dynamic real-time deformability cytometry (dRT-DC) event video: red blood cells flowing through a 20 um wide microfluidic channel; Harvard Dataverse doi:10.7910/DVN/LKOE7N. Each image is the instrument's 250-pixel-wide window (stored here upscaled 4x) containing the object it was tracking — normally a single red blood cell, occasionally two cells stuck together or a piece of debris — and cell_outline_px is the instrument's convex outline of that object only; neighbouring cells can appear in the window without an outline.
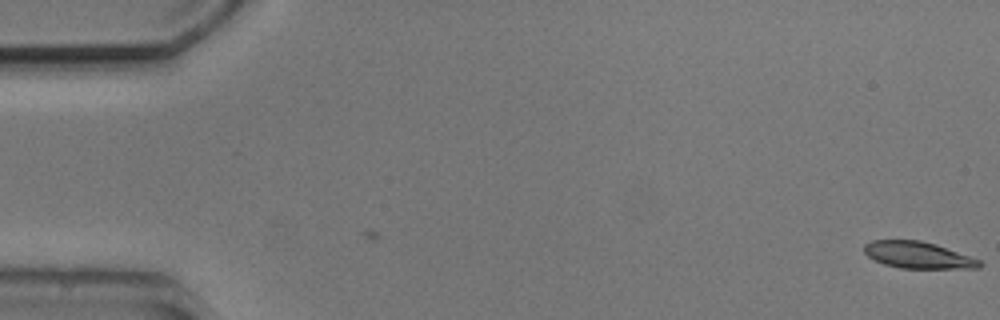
{"species": "common noctule bat (a hibernating species)", "species_latin": "Nyctalus noctula", "temperature_condition": "cold", "stored_images_in_passage": 2, "camera_frame_rate_fps": 3000, "um_per_image_px": 0.085, "animal": {"sex": "male", "body_mass_g": 20.5, "forearm_length_mm": 52.5}, "frame": {"image": 1, "passage_image": 2, "time_ms": 1.0, "image_size_px": [1000, 320], "cell_outline_px": [[984, 264], [980, 268], [900, 268], [884, 264], [868, 256], [864, 252], [864, 244], [872, 240], [920, 240], [936, 244], [980, 260]], "centroid_in_image_um": [78.03, 21.68], "position_along_channel_um": 7.0, "area_um2": 17.86}}